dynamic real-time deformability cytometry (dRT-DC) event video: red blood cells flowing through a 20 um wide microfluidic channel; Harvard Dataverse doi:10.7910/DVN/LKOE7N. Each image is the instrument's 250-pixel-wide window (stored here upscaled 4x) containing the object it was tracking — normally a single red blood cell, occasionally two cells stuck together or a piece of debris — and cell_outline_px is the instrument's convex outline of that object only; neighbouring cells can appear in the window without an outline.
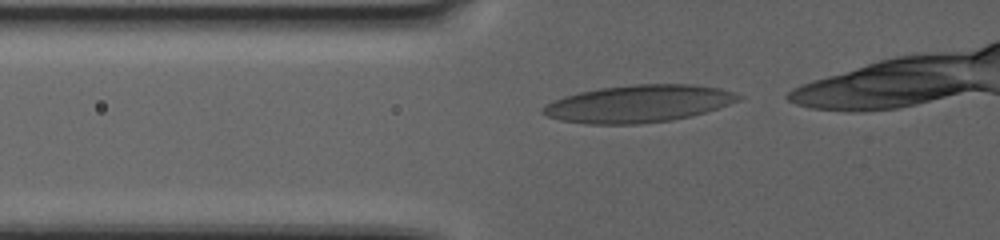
{"species": "human", "species_latin": "Homo sapiens", "temperature_condition": "warm", "stored_images_in_passage": 46, "camera_frame_rate_fps": 3000, "um_per_image_px": 0.085, "donor": {"sex": "female"}, "frame": {"image": 1, "passage_image": 2, "time_ms": 0.333, "image_size_px": [1000, 240], "cell_outline_px": [[744, 96], [740, 100], [704, 112], [672, 120], [640, 124], [588, 124], [560, 120], [548, 116], [540, 112], [544, 104], [552, 100], [564, 96], [580, 92], [600, 88], [632, 84], [692, 84], [720, 88]], "centroid_in_image_um": [54.23, 8.81], "position_along_channel_um": 71.6, "area_um2": 42.48}}
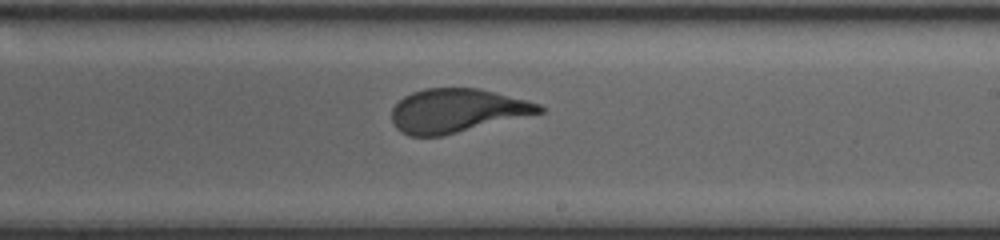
{"frame": {"image": 2, "passage_image": 25, "time_ms": 8.0, "image_size_px": [1000, 240], "cell_outline_px": [[544, 112], [444, 136], [408, 136], [400, 132], [396, 128], [392, 120], [392, 108], [404, 96], [412, 92], [424, 88], [476, 88], [496, 92], [528, 100], [540, 104], [544, 108]], "centroid_in_image_um": [38.84, 9.41], "position_along_channel_um": 250.2, "area_um2": 37.8}}
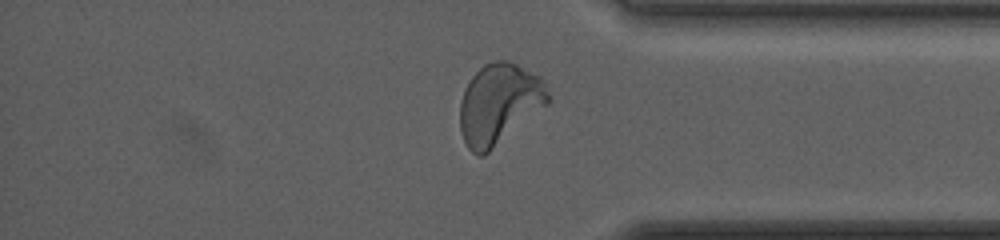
{"frame": {"image": 3, "passage_image": 43, "time_ms": 14.0, "image_size_px": [1000, 240], "cell_outline_px": [[552, 100], [548, 104], [484, 156], [476, 156], [468, 148], [460, 132], [460, 104], [464, 92], [472, 76], [484, 64], [492, 60], [508, 60], [540, 76], [544, 80]], "centroid_in_image_um": [42.45, 8.83], "position_along_channel_um": 392.8, "area_um2": 41.5}}